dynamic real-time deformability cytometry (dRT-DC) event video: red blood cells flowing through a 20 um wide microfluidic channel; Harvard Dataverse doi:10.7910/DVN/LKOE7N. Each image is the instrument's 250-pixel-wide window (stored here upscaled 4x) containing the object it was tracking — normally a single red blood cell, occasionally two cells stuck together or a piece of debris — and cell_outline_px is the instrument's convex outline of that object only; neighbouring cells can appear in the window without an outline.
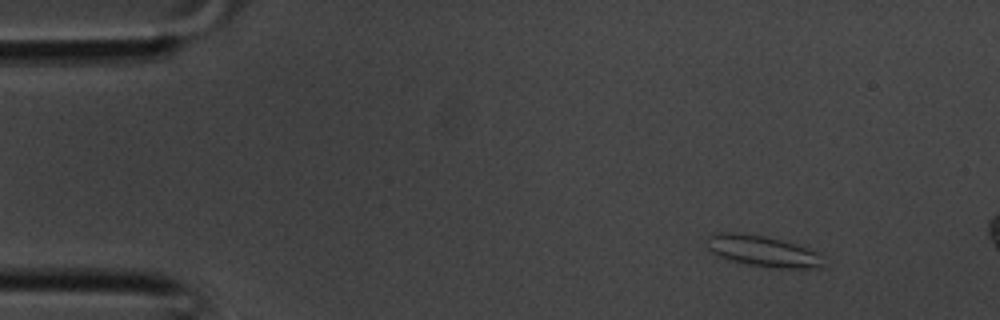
{"species": "common noctule bat (a hibernating species)", "species_latin": "Nyctalus noctula", "temperature_condition": "room temperature", "stored_images_in_passage": 9, "camera_frame_rate_fps": 3000, "um_per_image_px": 0.085, "animal": {"sex": "male", "body_mass_g": 20.1, "forearm_length_mm": 53.5}, "frame": {"image": 1, "passage_image": 4, "time_ms": 1.0, "image_size_px": [1000, 320], "cell_outline_px": [[828, 268], [768, 268], [748, 264], [732, 260], [720, 256], [712, 252], [704, 244], [708, 236], [716, 232], [736, 232], [764, 236], [796, 244], [820, 252], [824, 256]], "centroid_in_image_um": [64.92, 21.36], "position_along_channel_um": 20.1, "area_um2": 21.56}}